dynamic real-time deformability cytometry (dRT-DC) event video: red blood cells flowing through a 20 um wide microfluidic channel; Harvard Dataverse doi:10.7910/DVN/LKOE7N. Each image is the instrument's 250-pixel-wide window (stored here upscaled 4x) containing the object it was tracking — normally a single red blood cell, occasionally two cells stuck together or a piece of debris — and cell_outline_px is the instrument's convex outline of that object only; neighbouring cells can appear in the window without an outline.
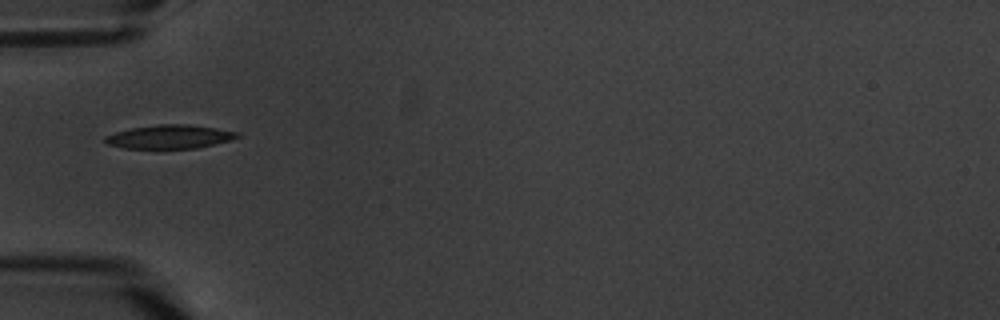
{"species": "common noctule bat (a hibernating species)", "species_latin": "Nyctalus noctula", "temperature_condition": "warm", "stored_images_in_passage": 6, "camera_frame_rate_fps": 3000, "um_per_image_px": 0.085, "animal": {"sex": "male", "body_mass_g": 20.1, "forearm_length_mm": 53.5}, "frame": {"image": 1, "passage_image": 1, "time_ms": 0.0, "image_size_px": [1000, 320], "cell_outline_px": [[240, 136], [232, 140], [196, 148], [124, 148], [108, 144], [104, 140], [104, 136], [116, 132], [132, 128], [160, 124], [188, 124], [216, 128], [240, 132]], "centroid_in_image_um": [14.45, 11.62], "position_along_channel_um": 70.5, "area_um2": 18.15}}
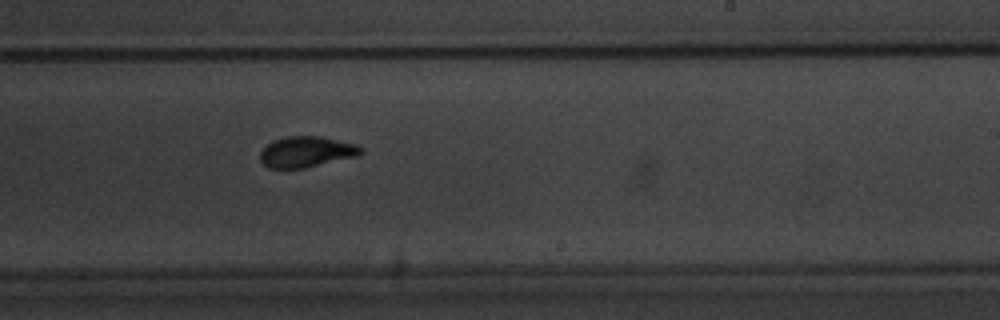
{"frame": {"image": 2, "passage_image": 6, "time_ms": 5.667, "image_size_px": [1000, 320], "cell_outline_px": [[364, 152], [360, 156], [304, 168], [268, 168], [260, 160], [260, 152], [272, 140], [288, 136], [320, 136], [360, 144], [364, 148]], "centroid_in_image_um": [26.12, 12.9], "position_along_channel_um": 262.9, "area_um2": 18.44}}